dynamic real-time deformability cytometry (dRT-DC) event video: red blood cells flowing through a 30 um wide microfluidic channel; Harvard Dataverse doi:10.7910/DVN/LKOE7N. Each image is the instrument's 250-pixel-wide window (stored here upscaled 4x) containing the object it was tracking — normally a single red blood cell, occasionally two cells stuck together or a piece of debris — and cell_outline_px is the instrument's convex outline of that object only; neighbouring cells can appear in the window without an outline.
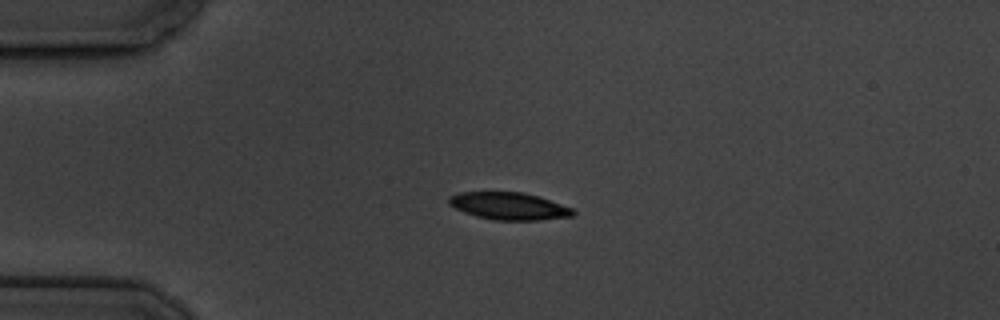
{"species": "common noctule bat (a hibernating species)", "species_latin": "Nyctalus noctula", "temperature_condition": "cold", "stored_images_in_passage": 2, "camera_frame_rate_fps": 3000, "um_per_image_px": 0.085, "animal": {"sex": "male", "body_mass_g": 19.5, "forearm_length_mm": 54.6}, "frame": {"image": 1, "passage_image": 1, "time_ms": 0.0, "image_size_px": [1000, 320], "cell_outline_px": [[576, 212], [572, 216], [540, 220], [496, 220], [476, 216], [464, 212], [448, 204], [448, 196], [460, 192], [524, 192], [572, 208]], "centroid_in_image_um": [43.23, 17.51], "position_along_channel_um": 41.8, "area_um2": 19.59}}